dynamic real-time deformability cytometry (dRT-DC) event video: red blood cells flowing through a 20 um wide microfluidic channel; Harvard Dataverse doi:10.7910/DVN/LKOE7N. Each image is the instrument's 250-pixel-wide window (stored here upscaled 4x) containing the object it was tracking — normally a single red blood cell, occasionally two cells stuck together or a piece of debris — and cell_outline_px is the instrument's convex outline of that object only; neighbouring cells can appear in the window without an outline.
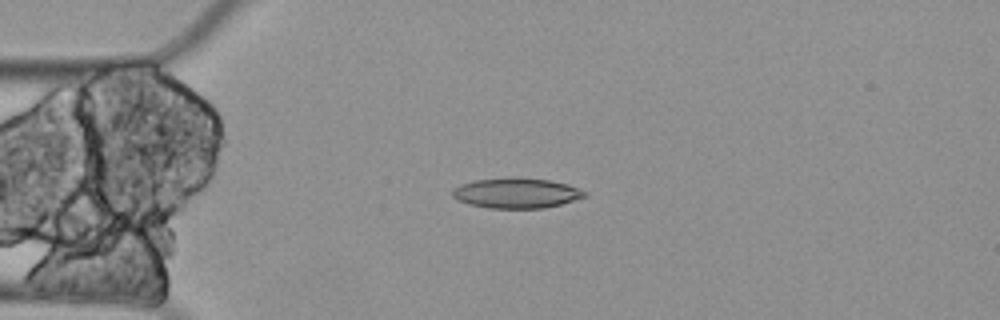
{"species": "Egyptian fruit bat (a non-hibernating species)", "species_latin": "Rousettus aegyptiacus", "temperature_condition": "cold", "stored_images_in_passage": 5, "camera_frame_rate_fps": 3000, "um_per_image_px": 0.085, "animal": {"sex": "female"}, "frame": {"image": 1, "passage_image": 4, "time_ms": 1.0, "image_size_px": [1000, 320], "cell_outline_px": [[588, 196], [560, 204], [544, 208], [488, 208], [468, 204], [456, 200], [452, 196], [452, 188], [460, 184], [476, 180], [548, 180], [568, 184], [588, 192]], "centroid_in_image_um": [43.89, 16.46], "position_along_channel_um": 41.1, "area_um2": 22.54}}